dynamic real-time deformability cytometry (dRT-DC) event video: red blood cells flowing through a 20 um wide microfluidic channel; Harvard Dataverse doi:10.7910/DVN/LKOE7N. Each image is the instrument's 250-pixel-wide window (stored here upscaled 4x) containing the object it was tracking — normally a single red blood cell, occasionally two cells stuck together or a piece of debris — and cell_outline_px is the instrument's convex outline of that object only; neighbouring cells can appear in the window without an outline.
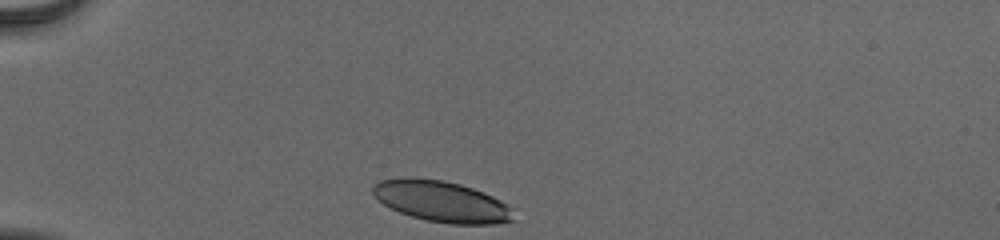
{"species": "human", "species_latin": "Homo sapiens", "temperature_condition": "cold", "stored_images_in_passage": 32, "camera_frame_rate_fps": 3000, "um_per_image_px": 0.085, "donor": {"sex": "male"}, "frame": {"image": 1, "passage_image": 1, "time_ms": 0.0, "image_size_px": [1000, 240], "cell_outline_px": [[516, 220], [496, 224], [448, 224], [428, 220], [412, 216], [400, 212], [384, 204], [372, 192], [372, 184], [380, 180], [408, 176], [444, 180], [460, 184], [472, 188], [492, 196], [508, 204], [512, 208]], "centroid_in_image_um": [37.56, 17.11], "position_along_channel_um": 47.4, "area_um2": 33.81}}
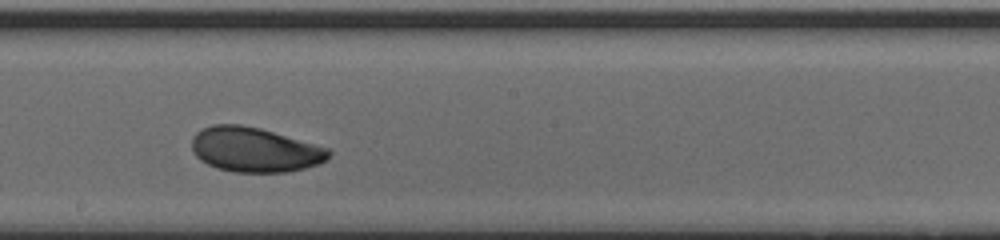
{"frame": {"image": 2, "passage_image": 18, "time_ms": 5.667, "image_size_px": [1000, 240], "cell_outline_px": [[332, 152], [328, 160], [320, 164], [288, 172], [236, 172], [216, 168], [200, 160], [196, 156], [192, 148], [192, 136], [200, 128], [212, 124], [240, 124], [260, 128], [328, 148]], "centroid_in_image_um": [21.64, 12.72], "position_along_channel_um": 226.6, "area_um2": 35.84}}
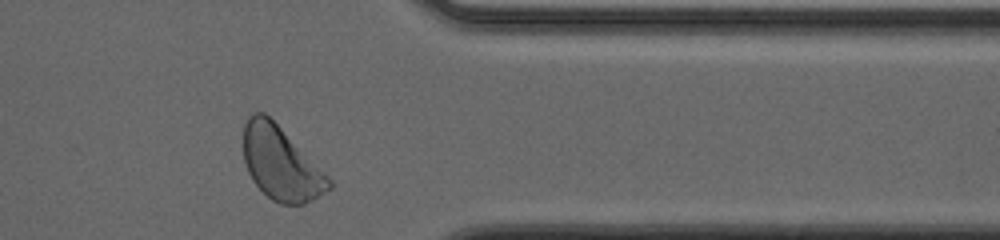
{"frame": {"image": 3, "passage_image": 31, "time_ms": 10.0, "image_size_px": [1000, 240], "cell_outline_px": [[332, 188], [312, 200], [304, 204], [280, 204], [272, 200], [252, 180], [248, 172], [244, 160], [244, 124], [248, 116], [252, 112], [264, 112], [332, 180]], "centroid_in_image_um": [23.86, 13.91], "position_along_channel_um": 387.5, "area_um2": 35.89}, "authors_computed_cell_mechanics": {"area_um2": 35.0846, "velocity_mm_per_s": 3.8464, "shape_relaxation_time_tau1_ms": 2.4809, "shape_relaxation_time_tau2_ms": 7.709, "deformation_change_tau1": 0.1211, "deformation_change_tau2": 0.1153}}